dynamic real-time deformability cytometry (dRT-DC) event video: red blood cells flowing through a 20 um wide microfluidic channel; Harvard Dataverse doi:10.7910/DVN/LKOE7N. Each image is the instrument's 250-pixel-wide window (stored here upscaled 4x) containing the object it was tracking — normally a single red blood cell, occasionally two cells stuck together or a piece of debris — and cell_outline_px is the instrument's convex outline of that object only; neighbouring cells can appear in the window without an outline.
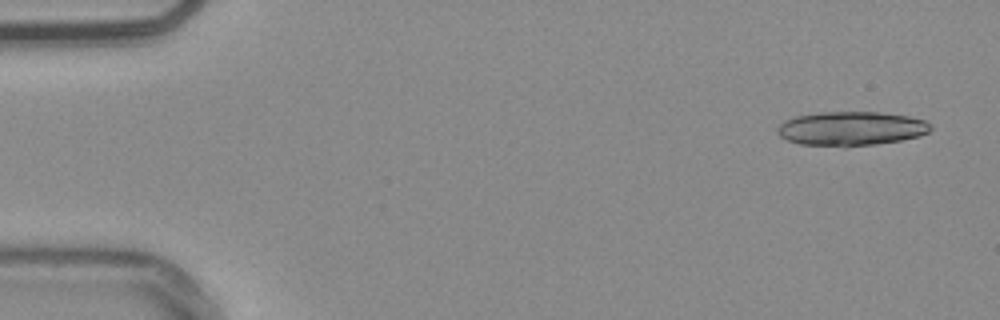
{"species": "common noctule bat (a hibernating species)", "species_latin": "Nyctalus noctula", "temperature_condition": "warm", "stored_images_in_passage": 25, "camera_frame_rate_fps": 3000, "um_per_image_px": 0.085, "animal": {"sex": "male", "body_mass_g": 20.4}, "frame": {"image": 1, "passage_image": 3, "time_ms": 0.667, "image_size_px": [1000, 320], "cell_outline_px": [[932, 128], [928, 132], [920, 136], [900, 140], [876, 144], [844, 148], [800, 144], [788, 140], [780, 136], [776, 132], [776, 128], [784, 120], [796, 116], [820, 112], [880, 112], [908, 116], [924, 120]], "centroid_in_image_um": [72.31, 10.94], "position_along_channel_um": 12.7, "area_um2": 30.81}}
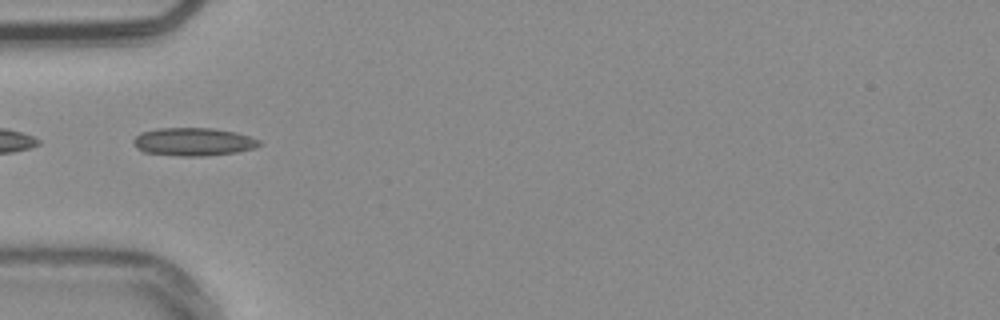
{"frame": {"image": 2, "passage_image": 18, "time_ms": 5.667, "image_size_px": [1000, 320], "cell_outline_px": [[260, 144], [256, 148], [236, 152], [204, 156], [180, 156], [144, 152], [136, 148], [132, 144], [132, 140], [140, 132], [156, 128], [212, 128], [236, 132], [260, 140]], "centroid_in_image_um": [16.4, 12.05], "position_along_channel_um": 68.6, "area_um2": 20.69}}